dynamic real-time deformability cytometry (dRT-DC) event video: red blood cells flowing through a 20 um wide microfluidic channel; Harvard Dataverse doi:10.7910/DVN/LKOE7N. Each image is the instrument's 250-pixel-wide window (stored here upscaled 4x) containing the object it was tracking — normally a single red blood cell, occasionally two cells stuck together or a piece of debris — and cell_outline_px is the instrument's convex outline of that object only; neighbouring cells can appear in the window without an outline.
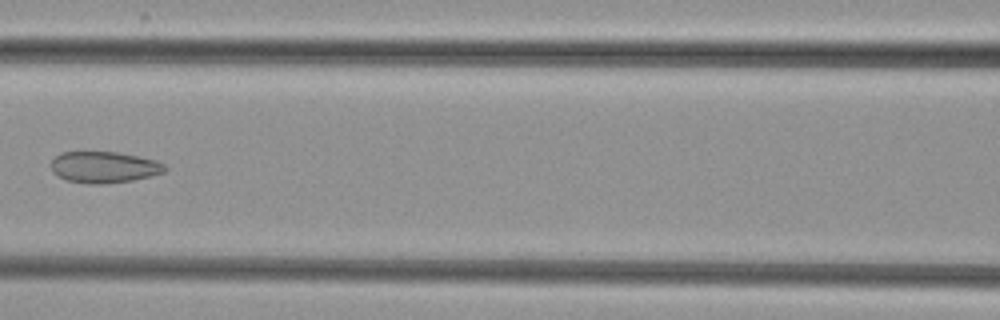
{"species": "common noctule bat (a hibernating species)", "species_latin": "Nyctalus noctula", "temperature_condition": "cold", "stored_images_in_passage": 5, "camera_frame_rate_fps": 3000, "um_per_image_px": 0.085, "animal": {"sex": "female", "body_mass_g": 29.2, "forearm_length_mm": 56.3}, "frame": {"image": 1, "passage_image": 5, "time_ms": 4.667, "image_size_px": [1000, 320], "cell_outline_px": [[168, 168], [164, 172], [152, 176], [132, 180], [104, 184], [88, 184], [64, 180], [52, 172], [52, 160], [60, 152], [116, 152], [156, 160], [164, 164]], "centroid_in_image_um": [8.84, 14.22], "position_along_channel_um": 157.8, "area_um2": 20.87}}